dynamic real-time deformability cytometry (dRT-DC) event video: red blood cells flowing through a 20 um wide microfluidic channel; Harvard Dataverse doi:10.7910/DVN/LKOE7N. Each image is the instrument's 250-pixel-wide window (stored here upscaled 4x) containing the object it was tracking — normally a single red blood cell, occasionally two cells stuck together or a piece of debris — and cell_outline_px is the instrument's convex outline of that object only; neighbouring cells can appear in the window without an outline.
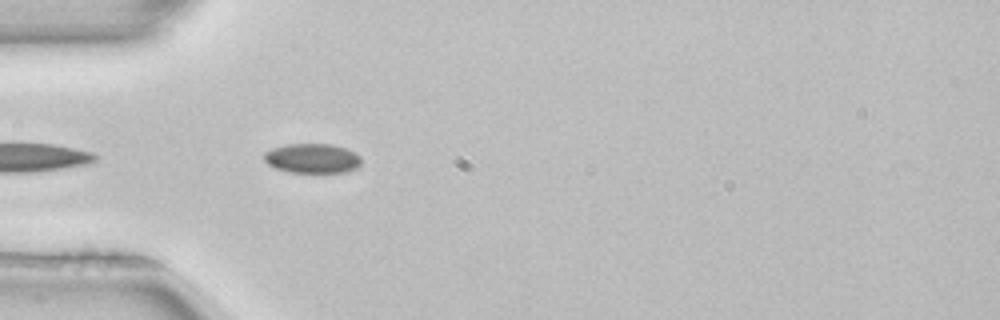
{"species": "common noctule bat (a hibernating species)", "species_latin": "Nyctalus noctula", "temperature_condition": "room temperature", "stored_images_in_passage": 11, "camera_frame_rate_fps": 3000, "um_per_image_px": 0.085, "animal": {"sex": "female", "body_mass_g": 22.7, "forearm_length_mm": 54.2}, "frame": {"image": 1, "passage_image": 2, "time_ms": 0.333, "image_size_px": [1000, 320], "cell_outline_px": [[360, 164], [356, 168], [348, 172], [288, 172], [276, 168], [268, 164], [264, 160], [264, 152], [272, 148], [284, 144], [332, 144], [356, 152], [360, 156]], "centroid_in_image_um": [26.54, 13.45], "position_along_channel_um": 58.5, "area_um2": 16.82}}